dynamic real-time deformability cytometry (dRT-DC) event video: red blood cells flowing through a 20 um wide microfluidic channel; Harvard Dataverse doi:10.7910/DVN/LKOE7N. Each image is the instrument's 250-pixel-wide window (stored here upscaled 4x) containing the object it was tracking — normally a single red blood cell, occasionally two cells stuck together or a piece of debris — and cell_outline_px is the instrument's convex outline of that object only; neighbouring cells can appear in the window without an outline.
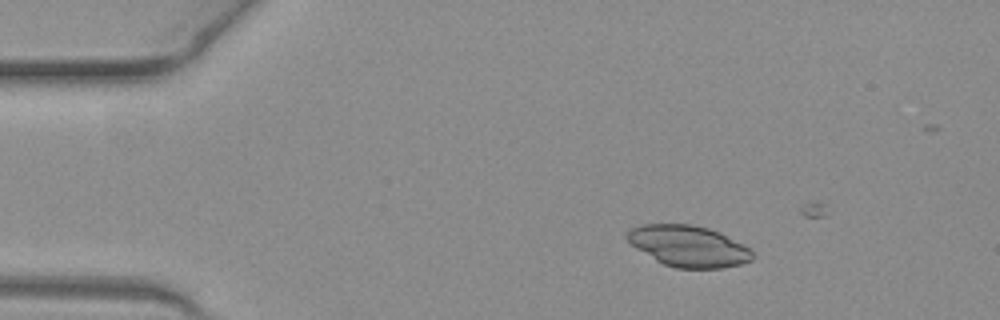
{"species": "common noctule bat (a hibernating species)", "species_latin": "Nyctalus noctula", "temperature_condition": "warm", "stored_images_in_passage": 13, "camera_frame_rate_fps": 3000, "um_per_image_px": 0.085, "animal": {"sex": "female", "body_mass_g": 19.3, "forearm_length_mm": 54.1}, "frame": {"image": 1, "passage_image": 8, "time_ms": 2.333, "image_size_px": [1000, 320], "cell_outline_px": [[756, 256], [752, 260], [740, 264], [720, 268], [676, 268], [664, 264], [656, 260], [636, 248], [624, 236], [628, 228], [640, 224], [692, 224], [708, 228], [720, 232], [752, 248]], "centroid_in_image_um": [58.54, 20.9], "position_along_channel_um": 26.5, "area_um2": 30.4}}